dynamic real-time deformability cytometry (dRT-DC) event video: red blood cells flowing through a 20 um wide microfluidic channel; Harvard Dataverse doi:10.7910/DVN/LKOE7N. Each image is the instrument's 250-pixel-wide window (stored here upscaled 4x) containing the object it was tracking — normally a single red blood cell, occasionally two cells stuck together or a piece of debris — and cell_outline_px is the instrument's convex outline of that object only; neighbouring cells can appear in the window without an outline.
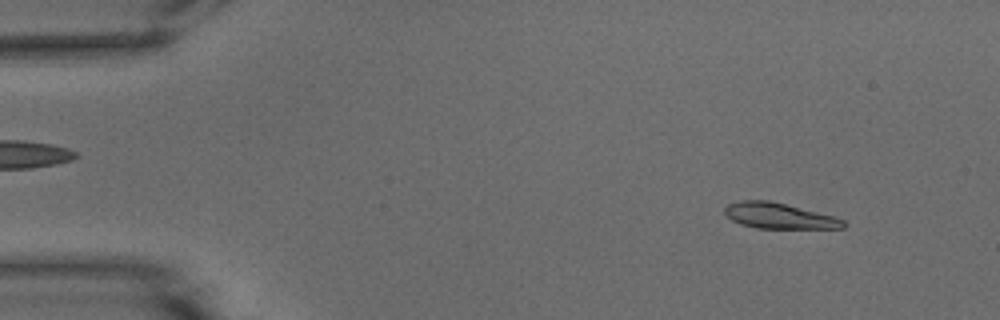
{"species": "common noctule bat (a hibernating species)", "species_latin": "Nyctalus noctula", "temperature_condition": "warm", "stored_images_in_passage": 13, "camera_frame_rate_fps": 3000, "um_per_image_px": 0.085, "animal": {"sex": "male", "body_mass_g": 15.6}, "frame": {"image": 1, "passage_image": 6, "time_ms": 1.667, "image_size_px": [1000, 320], "cell_outline_px": [[848, 224], [844, 228], [756, 228], [740, 224], [732, 220], [724, 212], [724, 208], [728, 204], [740, 200], [768, 200], [836, 216], [844, 220]], "centroid_in_image_um": [66.25, 18.34], "position_along_channel_um": 18.8, "area_um2": 17.8}}